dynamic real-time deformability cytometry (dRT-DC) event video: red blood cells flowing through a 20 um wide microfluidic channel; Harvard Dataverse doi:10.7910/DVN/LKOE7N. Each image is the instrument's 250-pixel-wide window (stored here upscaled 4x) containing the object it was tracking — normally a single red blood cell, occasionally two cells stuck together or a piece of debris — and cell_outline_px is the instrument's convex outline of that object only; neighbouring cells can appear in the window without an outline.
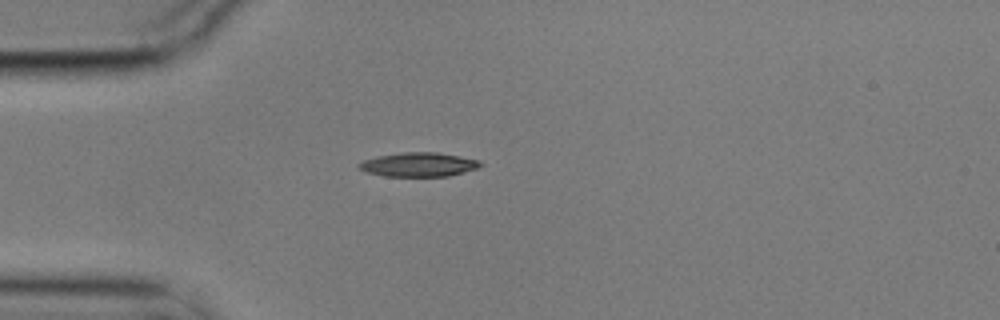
{"species": "common noctule bat (a hibernating species)", "species_latin": "Nyctalus noctula", "temperature_condition": "cold", "stored_images_in_passage": 2, "camera_frame_rate_fps": 3000, "um_per_image_px": 0.085, "animal": {"sex": "male", "body_mass_g": 17.9}, "frame": {"image": 1, "passage_image": 1, "time_ms": 0.0, "image_size_px": [1000, 320], "cell_outline_px": [[484, 164], [476, 168], [464, 172], [448, 176], [384, 176], [368, 172], [360, 168], [356, 164], [364, 160], [380, 156], [404, 152], [436, 152], [460, 156], [480, 160]], "centroid_in_image_um": [35.62, 13.98], "position_along_channel_um": 49.4, "area_um2": 16.88}}